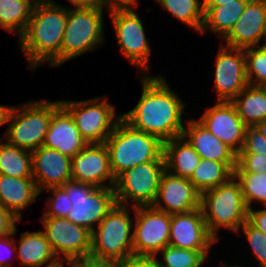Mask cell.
I'll list each match as a JSON object with an SVG mask.
<instances>
[{"mask_svg": "<svg viewBox=\"0 0 266 267\" xmlns=\"http://www.w3.org/2000/svg\"><path fill=\"white\" fill-rule=\"evenodd\" d=\"M141 96L122 119L132 128L157 137L163 143L182 136L186 102L161 74L140 75Z\"/></svg>", "mask_w": 266, "mask_h": 267, "instance_id": "obj_1", "label": "cell"}, {"mask_svg": "<svg viewBox=\"0 0 266 267\" xmlns=\"http://www.w3.org/2000/svg\"><path fill=\"white\" fill-rule=\"evenodd\" d=\"M68 6L54 0L35 3L28 26L18 39L30 71L48 64L61 66V45L65 31Z\"/></svg>", "mask_w": 266, "mask_h": 267, "instance_id": "obj_2", "label": "cell"}, {"mask_svg": "<svg viewBox=\"0 0 266 267\" xmlns=\"http://www.w3.org/2000/svg\"><path fill=\"white\" fill-rule=\"evenodd\" d=\"M116 179L124 171L150 161H164L163 142L121 119L105 142Z\"/></svg>", "mask_w": 266, "mask_h": 267, "instance_id": "obj_3", "label": "cell"}, {"mask_svg": "<svg viewBox=\"0 0 266 267\" xmlns=\"http://www.w3.org/2000/svg\"><path fill=\"white\" fill-rule=\"evenodd\" d=\"M201 209L209 234L217 241L220 229L236 231L247 221L248 207L239 181L227 182L201 194Z\"/></svg>", "mask_w": 266, "mask_h": 267, "instance_id": "obj_4", "label": "cell"}, {"mask_svg": "<svg viewBox=\"0 0 266 267\" xmlns=\"http://www.w3.org/2000/svg\"><path fill=\"white\" fill-rule=\"evenodd\" d=\"M108 8L94 5L68 6L67 21L61 45V66L105 44L104 13Z\"/></svg>", "mask_w": 266, "mask_h": 267, "instance_id": "obj_5", "label": "cell"}, {"mask_svg": "<svg viewBox=\"0 0 266 267\" xmlns=\"http://www.w3.org/2000/svg\"><path fill=\"white\" fill-rule=\"evenodd\" d=\"M132 214L134 207L115 204L91 232L90 257L125 262L133 255Z\"/></svg>", "mask_w": 266, "mask_h": 267, "instance_id": "obj_6", "label": "cell"}, {"mask_svg": "<svg viewBox=\"0 0 266 267\" xmlns=\"http://www.w3.org/2000/svg\"><path fill=\"white\" fill-rule=\"evenodd\" d=\"M53 116V101L29 100L11 106L3 136L15 147L34 151L43 145Z\"/></svg>", "mask_w": 266, "mask_h": 267, "instance_id": "obj_7", "label": "cell"}, {"mask_svg": "<svg viewBox=\"0 0 266 267\" xmlns=\"http://www.w3.org/2000/svg\"><path fill=\"white\" fill-rule=\"evenodd\" d=\"M138 6L111 8L107 12L115 32L119 51L142 75H150L152 48L144 28V21L137 13ZM135 8V9H134Z\"/></svg>", "mask_w": 266, "mask_h": 267, "instance_id": "obj_8", "label": "cell"}, {"mask_svg": "<svg viewBox=\"0 0 266 267\" xmlns=\"http://www.w3.org/2000/svg\"><path fill=\"white\" fill-rule=\"evenodd\" d=\"M101 95L83 100H59L72 116L81 136L90 143H105L122 119L116 106Z\"/></svg>", "mask_w": 266, "mask_h": 267, "instance_id": "obj_9", "label": "cell"}, {"mask_svg": "<svg viewBox=\"0 0 266 267\" xmlns=\"http://www.w3.org/2000/svg\"><path fill=\"white\" fill-rule=\"evenodd\" d=\"M62 188L67 192L72 203L67 219L90 232L117 203L114 187L96 188L89 184L69 180Z\"/></svg>", "mask_w": 266, "mask_h": 267, "instance_id": "obj_10", "label": "cell"}, {"mask_svg": "<svg viewBox=\"0 0 266 267\" xmlns=\"http://www.w3.org/2000/svg\"><path fill=\"white\" fill-rule=\"evenodd\" d=\"M165 170V161H150L121 173L114 185L117 204L130 207L152 206Z\"/></svg>", "mask_w": 266, "mask_h": 267, "instance_id": "obj_11", "label": "cell"}, {"mask_svg": "<svg viewBox=\"0 0 266 267\" xmlns=\"http://www.w3.org/2000/svg\"><path fill=\"white\" fill-rule=\"evenodd\" d=\"M171 215L153 206L134 207L133 254L157 255L169 244Z\"/></svg>", "mask_w": 266, "mask_h": 267, "instance_id": "obj_12", "label": "cell"}, {"mask_svg": "<svg viewBox=\"0 0 266 267\" xmlns=\"http://www.w3.org/2000/svg\"><path fill=\"white\" fill-rule=\"evenodd\" d=\"M43 233L58 259H83L91 253V232L60 217H40Z\"/></svg>", "mask_w": 266, "mask_h": 267, "instance_id": "obj_13", "label": "cell"}, {"mask_svg": "<svg viewBox=\"0 0 266 267\" xmlns=\"http://www.w3.org/2000/svg\"><path fill=\"white\" fill-rule=\"evenodd\" d=\"M214 61L216 101L231 102L249 84L244 49L220 45Z\"/></svg>", "mask_w": 266, "mask_h": 267, "instance_id": "obj_14", "label": "cell"}, {"mask_svg": "<svg viewBox=\"0 0 266 267\" xmlns=\"http://www.w3.org/2000/svg\"><path fill=\"white\" fill-rule=\"evenodd\" d=\"M197 120L236 154L241 151L247 126L232 102L216 101Z\"/></svg>", "mask_w": 266, "mask_h": 267, "instance_id": "obj_15", "label": "cell"}, {"mask_svg": "<svg viewBox=\"0 0 266 267\" xmlns=\"http://www.w3.org/2000/svg\"><path fill=\"white\" fill-rule=\"evenodd\" d=\"M72 180L95 186L114 187L115 178L111 170L105 143H90L71 158Z\"/></svg>", "mask_w": 266, "mask_h": 267, "instance_id": "obj_16", "label": "cell"}, {"mask_svg": "<svg viewBox=\"0 0 266 267\" xmlns=\"http://www.w3.org/2000/svg\"><path fill=\"white\" fill-rule=\"evenodd\" d=\"M152 206L170 215L188 213L201 206V193L188 178L173 175L165 170Z\"/></svg>", "mask_w": 266, "mask_h": 267, "instance_id": "obj_17", "label": "cell"}, {"mask_svg": "<svg viewBox=\"0 0 266 267\" xmlns=\"http://www.w3.org/2000/svg\"><path fill=\"white\" fill-rule=\"evenodd\" d=\"M217 241L209 234L201 207L188 213L172 214L170 246L191 250H211Z\"/></svg>", "mask_w": 266, "mask_h": 267, "instance_id": "obj_18", "label": "cell"}, {"mask_svg": "<svg viewBox=\"0 0 266 267\" xmlns=\"http://www.w3.org/2000/svg\"><path fill=\"white\" fill-rule=\"evenodd\" d=\"M266 37V0H250L230 33L221 41L230 48L256 47Z\"/></svg>", "mask_w": 266, "mask_h": 267, "instance_id": "obj_19", "label": "cell"}, {"mask_svg": "<svg viewBox=\"0 0 266 267\" xmlns=\"http://www.w3.org/2000/svg\"><path fill=\"white\" fill-rule=\"evenodd\" d=\"M87 145L88 142L81 136L70 113L59 100L53 101V116L42 146L72 158Z\"/></svg>", "mask_w": 266, "mask_h": 267, "instance_id": "obj_20", "label": "cell"}, {"mask_svg": "<svg viewBox=\"0 0 266 267\" xmlns=\"http://www.w3.org/2000/svg\"><path fill=\"white\" fill-rule=\"evenodd\" d=\"M32 173L40 192L62 187L72 180L71 158L53 148L41 146L32 151Z\"/></svg>", "mask_w": 266, "mask_h": 267, "instance_id": "obj_21", "label": "cell"}, {"mask_svg": "<svg viewBox=\"0 0 266 267\" xmlns=\"http://www.w3.org/2000/svg\"><path fill=\"white\" fill-rule=\"evenodd\" d=\"M182 136L202 159L223 163H236L237 154L208 131L197 118H189Z\"/></svg>", "mask_w": 266, "mask_h": 267, "instance_id": "obj_22", "label": "cell"}, {"mask_svg": "<svg viewBox=\"0 0 266 267\" xmlns=\"http://www.w3.org/2000/svg\"><path fill=\"white\" fill-rule=\"evenodd\" d=\"M40 196L33 178H18L0 174V205L22 221V212Z\"/></svg>", "mask_w": 266, "mask_h": 267, "instance_id": "obj_23", "label": "cell"}, {"mask_svg": "<svg viewBox=\"0 0 266 267\" xmlns=\"http://www.w3.org/2000/svg\"><path fill=\"white\" fill-rule=\"evenodd\" d=\"M15 244L16 258L24 267H53L58 261L42 230L21 233L20 239L15 237Z\"/></svg>", "mask_w": 266, "mask_h": 267, "instance_id": "obj_24", "label": "cell"}, {"mask_svg": "<svg viewBox=\"0 0 266 267\" xmlns=\"http://www.w3.org/2000/svg\"><path fill=\"white\" fill-rule=\"evenodd\" d=\"M165 169L173 175L190 178L201 157L183 137L173 138L163 143Z\"/></svg>", "mask_w": 266, "mask_h": 267, "instance_id": "obj_25", "label": "cell"}, {"mask_svg": "<svg viewBox=\"0 0 266 267\" xmlns=\"http://www.w3.org/2000/svg\"><path fill=\"white\" fill-rule=\"evenodd\" d=\"M250 0L221 3V6H204V22L200 34L212 32L223 40L233 29Z\"/></svg>", "mask_w": 266, "mask_h": 267, "instance_id": "obj_26", "label": "cell"}, {"mask_svg": "<svg viewBox=\"0 0 266 267\" xmlns=\"http://www.w3.org/2000/svg\"><path fill=\"white\" fill-rule=\"evenodd\" d=\"M231 102L247 127L266 119V87L248 85Z\"/></svg>", "mask_w": 266, "mask_h": 267, "instance_id": "obj_27", "label": "cell"}, {"mask_svg": "<svg viewBox=\"0 0 266 267\" xmlns=\"http://www.w3.org/2000/svg\"><path fill=\"white\" fill-rule=\"evenodd\" d=\"M235 167L236 163H223L201 158L189 180L203 194L233 177Z\"/></svg>", "mask_w": 266, "mask_h": 267, "instance_id": "obj_28", "label": "cell"}, {"mask_svg": "<svg viewBox=\"0 0 266 267\" xmlns=\"http://www.w3.org/2000/svg\"><path fill=\"white\" fill-rule=\"evenodd\" d=\"M33 0H0V27L20 38L32 15Z\"/></svg>", "mask_w": 266, "mask_h": 267, "instance_id": "obj_29", "label": "cell"}, {"mask_svg": "<svg viewBox=\"0 0 266 267\" xmlns=\"http://www.w3.org/2000/svg\"><path fill=\"white\" fill-rule=\"evenodd\" d=\"M0 174L33 178L32 152L15 147L0 137Z\"/></svg>", "mask_w": 266, "mask_h": 267, "instance_id": "obj_30", "label": "cell"}, {"mask_svg": "<svg viewBox=\"0 0 266 267\" xmlns=\"http://www.w3.org/2000/svg\"><path fill=\"white\" fill-rule=\"evenodd\" d=\"M182 24L200 34L204 22V0H155Z\"/></svg>", "mask_w": 266, "mask_h": 267, "instance_id": "obj_31", "label": "cell"}, {"mask_svg": "<svg viewBox=\"0 0 266 267\" xmlns=\"http://www.w3.org/2000/svg\"><path fill=\"white\" fill-rule=\"evenodd\" d=\"M210 252L211 250L182 249L168 245L156 256L162 267H202L208 258H212Z\"/></svg>", "mask_w": 266, "mask_h": 267, "instance_id": "obj_32", "label": "cell"}, {"mask_svg": "<svg viewBox=\"0 0 266 267\" xmlns=\"http://www.w3.org/2000/svg\"><path fill=\"white\" fill-rule=\"evenodd\" d=\"M234 177L239 181L242 195L248 209L252 208L254 203L261 207H266V173H234Z\"/></svg>", "mask_w": 266, "mask_h": 267, "instance_id": "obj_33", "label": "cell"}, {"mask_svg": "<svg viewBox=\"0 0 266 267\" xmlns=\"http://www.w3.org/2000/svg\"><path fill=\"white\" fill-rule=\"evenodd\" d=\"M244 51L248 84L266 87V56L257 47H249Z\"/></svg>", "mask_w": 266, "mask_h": 267, "instance_id": "obj_34", "label": "cell"}, {"mask_svg": "<svg viewBox=\"0 0 266 267\" xmlns=\"http://www.w3.org/2000/svg\"><path fill=\"white\" fill-rule=\"evenodd\" d=\"M50 196L46 197V203L42 216L40 217H60L67 218L71 211L72 203L67 195V192L62 187H52L45 191Z\"/></svg>", "mask_w": 266, "mask_h": 267, "instance_id": "obj_35", "label": "cell"}, {"mask_svg": "<svg viewBox=\"0 0 266 267\" xmlns=\"http://www.w3.org/2000/svg\"><path fill=\"white\" fill-rule=\"evenodd\" d=\"M243 234L251 248L252 255L257 260V267H266V235L253 226L248 220L236 231Z\"/></svg>", "mask_w": 266, "mask_h": 267, "instance_id": "obj_36", "label": "cell"}, {"mask_svg": "<svg viewBox=\"0 0 266 267\" xmlns=\"http://www.w3.org/2000/svg\"><path fill=\"white\" fill-rule=\"evenodd\" d=\"M239 153L266 155V119L254 127H247L243 147Z\"/></svg>", "mask_w": 266, "mask_h": 267, "instance_id": "obj_37", "label": "cell"}, {"mask_svg": "<svg viewBox=\"0 0 266 267\" xmlns=\"http://www.w3.org/2000/svg\"><path fill=\"white\" fill-rule=\"evenodd\" d=\"M266 173V155L259 153H238L234 173Z\"/></svg>", "mask_w": 266, "mask_h": 267, "instance_id": "obj_38", "label": "cell"}, {"mask_svg": "<svg viewBox=\"0 0 266 267\" xmlns=\"http://www.w3.org/2000/svg\"><path fill=\"white\" fill-rule=\"evenodd\" d=\"M17 231L18 228L16 226L13 234L0 237V267H11V265H13V262H11L10 257L16 254V244L14 236L17 234Z\"/></svg>", "mask_w": 266, "mask_h": 267, "instance_id": "obj_39", "label": "cell"}, {"mask_svg": "<svg viewBox=\"0 0 266 267\" xmlns=\"http://www.w3.org/2000/svg\"><path fill=\"white\" fill-rule=\"evenodd\" d=\"M22 222L11 211L0 205V237L13 234L17 223Z\"/></svg>", "mask_w": 266, "mask_h": 267, "instance_id": "obj_40", "label": "cell"}, {"mask_svg": "<svg viewBox=\"0 0 266 267\" xmlns=\"http://www.w3.org/2000/svg\"><path fill=\"white\" fill-rule=\"evenodd\" d=\"M124 267H162L156 255H131Z\"/></svg>", "mask_w": 266, "mask_h": 267, "instance_id": "obj_41", "label": "cell"}, {"mask_svg": "<svg viewBox=\"0 0 266 267\" xmlns=\"http://www.w3.org/2000/svg\"><path fill=\"white\" fill-rule=\"evenodd\" d=\"M248 210L247 220L266 235V207Z\"/></svg>", "mask_w": 266, "mask_h": 267, "instance_id": "obj_42", "label": "cell"}, {"mask_svg": "<svg viewBox=\"0 0 266 267\" xmlns=\"http://www.w3.org/2000/svg\"><path fill=\"white\" fill-rule=\"evenodd\" d=\"M97 5L111 8H120V7H131L138 6L139 2L137 0H94Z\"/></svg>", "mask_w": 266, "mask_h": 267, "instance_id": "obj_43", "label": "cell"}, {"mask_svg": "<svg viewBox=\"0 0 266 267\" xmlns=\"http://www.w3.org/2000/svg\"><path fill=\"white\" fill-rule=\"evenodd\" d=\"M89 267H124V262L117 260H101L93 257H88Z\"/></svg>", "mask_w": 266, "mask_h": 267, "instance_id": "obj_44", "label": "cell"}, {"mask_svg": "<svg viewBox=\"0 0 266 267\" xmlns=\"http://www.w3.org/2000/svg\"><path fill=\"white\" fill-rule=\"evenodd\" d=\"M53 267H89L88 266V258L58 259L57 263Z\"/></svg>", "mask_w": 266, "mask_h": 267, "instance_id": "obj_45", "label": "cell"}, {"mask_svg": "<svg viewBox=\"0 0 266 267\" xmlns=\"http://www.w3.org/2000/svg\"><path fill=\"white\" fill-rule=\"evenodd\" d=\"M11 106L0 104V127L6 125L7 117L9 114Z\"/></svg>", "mask_w": 266, "mask_h": 267, "instance_id": "obj_46", "label": "cell"}, {"mask_svg": "<svg viewBox=\"0 0 266 267\" xmlns=\"http://www.w3.org/2000/svg\"><path fill=\"white\" fill-rule=\"evenodd\" d=\"M72 3L71 7H84L97 5L94 0H67Z\"/></svg>", "mask_w": 266, "mask_h": 267, "instance_id": "obj_47", "label": "cell"}, {"mask_svg": "<svg viewBox=\"0 0 266 267\" xmlns=\"http://www.w3.org/2000/svg\"><path fill=\"white\" fill-rule=\"evenodd\" d=\"M237 0H204V6H221V3H235Z\"/></svg>", "mask_w": 266, "mask_h": 267, "instance_id": "obj_48", "label": "cell"}, {"mask_svg": "<svg viewBox=\"0 0 266 267\" xmlns=\"http://www.w3.org/2000/svg\"><path fill=\"white\" fill-rule=\"evenodd\" d=\"M261 42L263 43H259L256 47L266 56V37Z\"/></svg>", "mask_w": 266, "mask_h": 267, "instance_id": "obj_49", "label": "cell"}, {"mask_svg": "<svg viewBox=\"0 0 266 267\" xmlns=\"http://www.w3.org/2000/svg\"><path fill=\"white\" fill-rule=\"evenodd\" d=\"M219 266L220 267H246L245 265H243V266H240V265H237V264L236 265L235 264L234 265L233 264L230 265V264H227V263H224V262ZM250 267H253V266H250Z\"/></svg>", "mask_w": 266, "mask_h": 267, "instance_id": "obj_50", "label": "cell"}, {"mask_svg": "<svg viewBox=\"0 0 266 267\" xmlns=\"http://www.w3.org/2000/svg\"><path fill=\"white\" fill-rule=\"evenodd\" d=\"M35 3H39V2H49L50 0H33Z\"/></svg>", "mask_w": 266, "mask_h": 267, "instance_id": "obj_51", "label": "cell"}]
</instances>
